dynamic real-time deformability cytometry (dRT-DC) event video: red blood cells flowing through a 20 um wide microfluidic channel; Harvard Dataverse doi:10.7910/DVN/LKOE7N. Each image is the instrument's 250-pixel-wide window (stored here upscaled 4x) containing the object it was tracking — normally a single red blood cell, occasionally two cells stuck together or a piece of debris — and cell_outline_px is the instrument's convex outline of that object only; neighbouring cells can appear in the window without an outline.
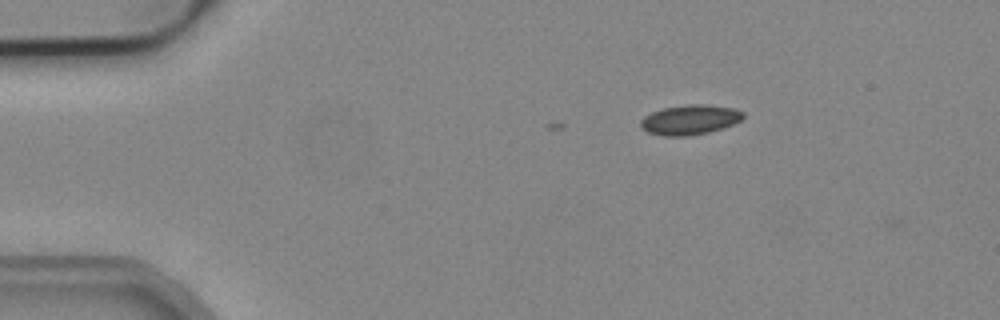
{"species": "common noctule bat (a hibernating species)", "species_latin": "Nyctalus noctula", "temperature_condition": "cold", "stored_images_in_passage": 3, "camera_frame_rate_fps": 3000, "um_per_image_px": 0.085, "animal": {"sex": "male", "body_mass_g": 19.2, "forearm_length_mm": 51.8}, "frame": {"image": 1, "passage_image": 1, "time_ms": 0.0, "image_size_px": [1000, 320], "cell_outline_px": [[744, 116], [740, 120], [732, 124], [708, 132], [688, 136], [664, 136], [648, 132], [640, 128], [640, 120], [644, 116], [652, 112], [664, 108], [688, 104], [704, 104], [732, 108], [744, 112]], "centroid_in_image_um": [58.6, 10.18], "position_along_channel_um": 26.4, "area_um2": 17.69}}